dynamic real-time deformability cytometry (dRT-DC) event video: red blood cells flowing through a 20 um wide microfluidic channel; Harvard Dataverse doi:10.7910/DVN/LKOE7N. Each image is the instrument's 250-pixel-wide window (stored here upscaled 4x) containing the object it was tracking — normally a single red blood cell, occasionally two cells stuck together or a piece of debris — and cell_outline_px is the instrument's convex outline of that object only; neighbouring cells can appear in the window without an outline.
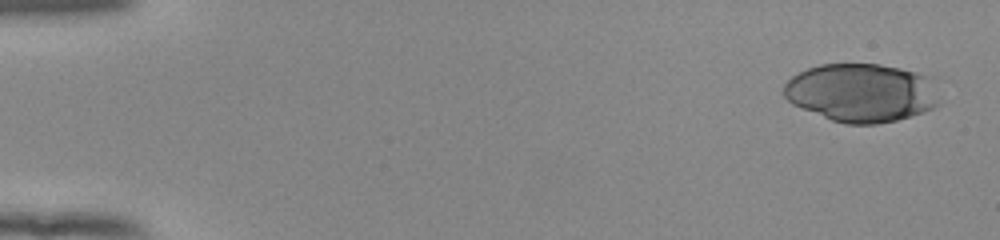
{"species": "human", "species_latin": "Homo sapiens", "temperature_condition": "room temperature", "stored_images_in_passage": 14, "camera_frame_rate_fps": 3000, "um_per_image_px": 0.085, "donor": {"sex": "female"}, "frame": {"image": 1, "passage_image": 1, "time_ms": 0.0, "image_size_px": [1000, 240], "cell_outline_px": [[940, 104], [924, 112], [912, 116], [896, 120], [876, 124], [844, 124], [832, 120], [792, 104], [784, 96], [784, 84], [792, 76], [808, 68], [820, 64], [880, 64], [900, 68], [936, 76]], "centroid_in_image_um": [73.31, 7.87], "position_along_channel_um": 11.7, "area_um2": 53.75}}